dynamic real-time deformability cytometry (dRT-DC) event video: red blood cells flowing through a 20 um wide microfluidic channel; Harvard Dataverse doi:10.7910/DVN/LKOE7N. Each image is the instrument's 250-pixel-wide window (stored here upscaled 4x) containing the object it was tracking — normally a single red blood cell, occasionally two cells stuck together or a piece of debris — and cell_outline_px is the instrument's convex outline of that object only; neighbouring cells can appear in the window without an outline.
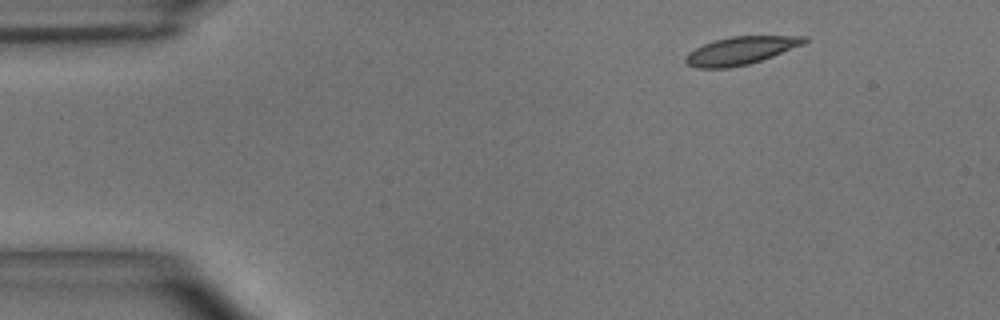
{"species": "common noctule bat (a hibernating species)", "species_latin": "Nyctalus noctula", "temperature_condition": "room temperature", "stored_images_in_passage": 3, "camera_frame_rate_fps": 3000, "um_per_image_px": 0.085, "animal": {"sex": "male", "body_mass_g": 15.6}, "frame": {"image": 1, "passage_image": 1, "time_ms": 0.0, "image_size_px": [1000, 320], "cell_outline_px": [[808, 40], [804, 44], [772, 56], [748, 64], [728, 68], [696, 68], [688, 64], [684, 60], [688, 52], [704, 44], [716, 40], [732, 36], [808, 36]], "centroid_in_image_um": [62.96, 4.3], "position_along_channel_um": 22.0, "area_um2": 19.07}}